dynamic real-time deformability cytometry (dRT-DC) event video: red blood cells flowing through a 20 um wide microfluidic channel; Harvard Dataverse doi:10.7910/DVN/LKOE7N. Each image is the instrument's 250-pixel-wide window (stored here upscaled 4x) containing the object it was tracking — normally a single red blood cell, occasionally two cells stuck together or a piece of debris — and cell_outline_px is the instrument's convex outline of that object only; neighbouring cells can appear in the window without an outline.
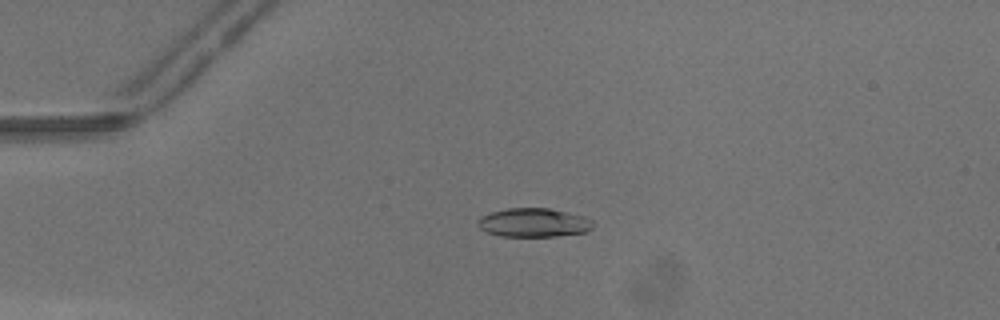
{"species": "common noctule bat (a hibernating species)", "species_latin": "Nyctalus noctula", "temperature_condition": "warm", "stored_images_in_passage": 48, "camera_frame_rate_fps": 3000, "um_per_image_px": 0.085, "animal": {"sex": "male", "body_mass_g": 13.3}, "frame": {"image": 1, "passage_image": 12, "time_ms": 3.667, "image_size_px": [1000, 320], "cell_outline_px": [[596, 224], [592, 228], [584, 232], [556, 236], [500, 236], [488, 232], [480, 228], [476, 224], [476, 220], [480, 216], [504, 208], [548, 208], [584, 216], [592, 220]], "centroid_in_image_um": [45.35, 18.91], "position_along_channel_um": 39.7, "area_um2": 19.42}}
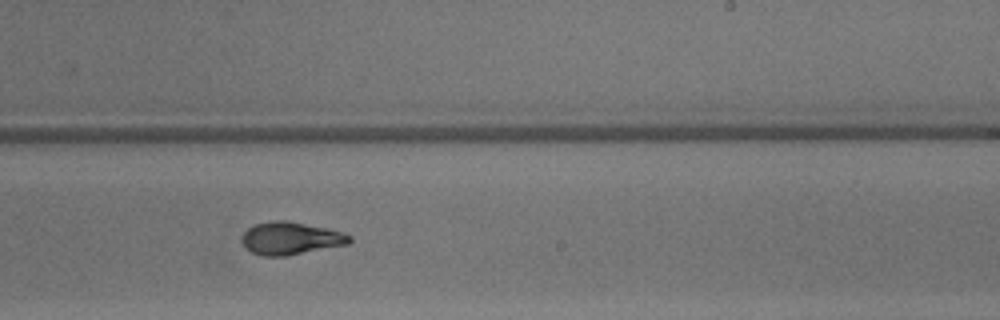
{"frame": {"image": 2, "passage_image": 30, "time_ms": 9.667, "image_size_px": [1000, 320], "cell_outline_px": [[352, 240], [348, 244], [284, 256], [264, 256], [252, 252], [240, 240], [244, 232], [248, 228], [256, 224], [268, 220], [284, 220], [328, 228], [344, 232], [352, 236]], "centroid_in_image_um": [24.72, 20.24], "position_along_channel_um": 264.3, "area_um2": 20.4}}
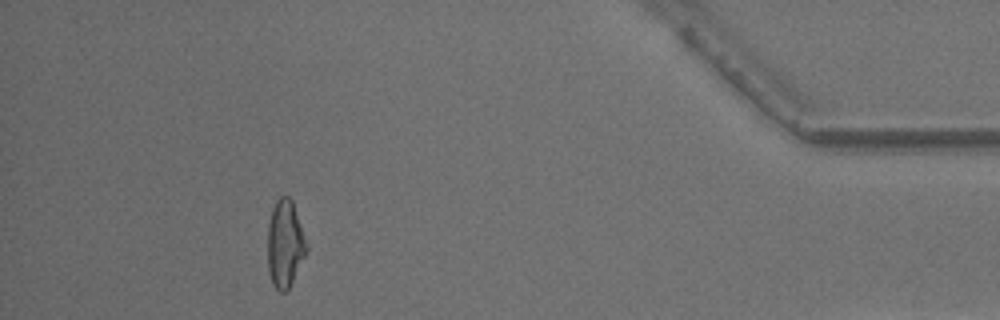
{"frame": {"image": 3, "passage_image": 44, "time_ms": 14.333, "image_size_px": [1000, 320], "cell_outline_px": [[308, 248], [288, 292], [280, 292], [272, 284], [268, 272], [268, 224], [272, 208], [276, 200], [280, 196], [288, 196], [292, 200], [308, 244]], "centroid_in_image_um": [24.22, 20.74], "position_along_channel_um": 411.0, "area_um2": 20.0}, "authors_computed_cell_mechanics": {"area_um2": 20.1144, "velocity_mm_per_s": 4.3479, "shape_relaxation_time_tau1_ms": 3.2902, "shape_relaxation_time_tau2_ms": 1.6894, "deformation_change_tau1": 0.1667, "deformation_change_tau2": 0.0799}}